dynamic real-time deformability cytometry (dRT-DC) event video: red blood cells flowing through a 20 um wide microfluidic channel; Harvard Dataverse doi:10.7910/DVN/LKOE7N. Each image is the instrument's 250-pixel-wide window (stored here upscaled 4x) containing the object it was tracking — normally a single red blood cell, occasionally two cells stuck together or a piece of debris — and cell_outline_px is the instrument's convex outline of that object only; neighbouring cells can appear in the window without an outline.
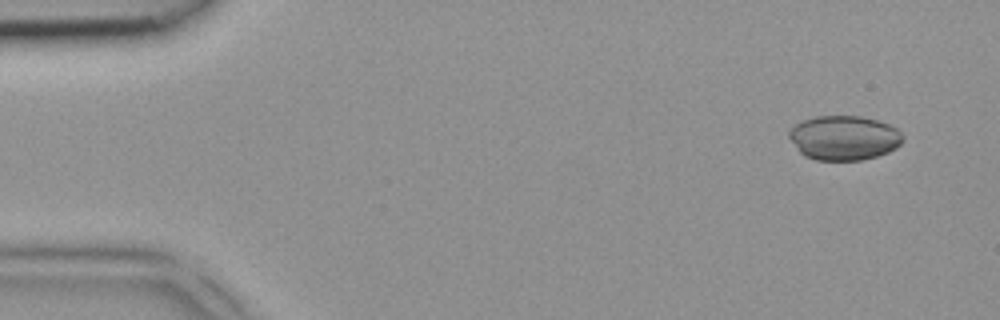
{"species": "common noctule bat (a hibernating species)", "species_latin": "Nyctalus noctula", "temperature_condition": "room temperature", "stored_images_in_passage": 5, "camera_frame_rate_fps": 3000, "um_per_image_px": 0.085, "animal": {"sex": "female", "body_mass_g": 18.4}, "frame": {"image": 1, "passage_image": 1, "time_ms": 0.0, "image_size_px": [1000, 320], "cell_outline_px": [[904, 140], [896, 148], [888, 152], [876, 156], [860, 160], [816, 160], [804, 156], [796, 148], [788, 136], [788, 132], [796, 124], [804, 120], [816, 116], [860, 116], [876, 120], [888, 124], [896, 128], [904, 136]], "centroid_in_image_um": [71.74, 11.72], "position_along_channel_um": 13.3, "area_um2": 29.48}}
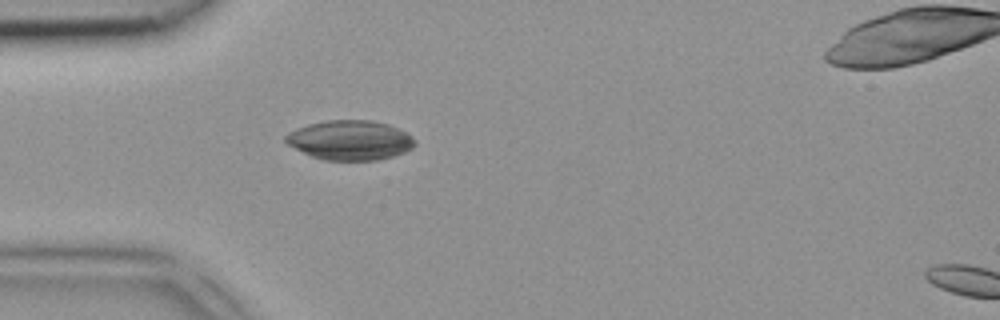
{"frame": {"image": 2, "passage_image": 4, "time_ms": 1.0, "image_size_px": [1000, 320], "cell_outline_px": [[416, 144], [412, 148], [404, 152], [392, 156], [376, 160], [324, 160], [312, 156], [288, 144], [284, 140], [284, 136], [288, 132], [296, 128], [308, 124], [328, 120], [372, 120], [388, 124], [408, 132], [416, 140]], "centroid_in_image_um": [29.78, 11.9], "position_along_channel_um": 55.2, "area_um2": 29.88}}